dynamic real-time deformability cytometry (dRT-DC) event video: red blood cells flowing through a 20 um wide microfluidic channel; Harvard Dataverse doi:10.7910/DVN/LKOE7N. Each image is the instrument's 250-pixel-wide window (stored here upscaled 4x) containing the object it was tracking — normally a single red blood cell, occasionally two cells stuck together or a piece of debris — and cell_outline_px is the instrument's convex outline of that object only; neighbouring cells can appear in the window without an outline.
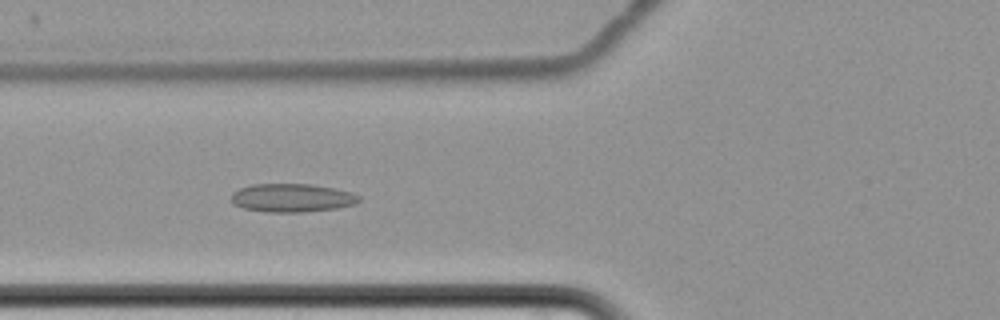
{"species": "common noctule bat (a hibernating species)", "species_latin": "Nyctalus noctula", "temperature_condition": "cold", "stored_images_in_passage": 10, "camera_frame_rate_fps": 3000, "um_per_image_px": 0.085, "animal": {"sex": "female", "body_mass_g": 22.7, "forearm_length_mm": 54.2}, "frame": {"image": 1, "passage_image": 9, "time_ms": 9.667, "image_size_px": [1000, 320], "cell_outline_px": [[360, 200], [356, 204], [336, 208], [304, 212], [268, 212], [244, 208], [232, 204], [232, 192], [240, 188], [252, 184], [312, 184], [352, 192], [360, 196]], "centroid_in_image_um": [24.82, 16.82], "position_along_channel_um": 101.0, "area_um2": 21.15}}
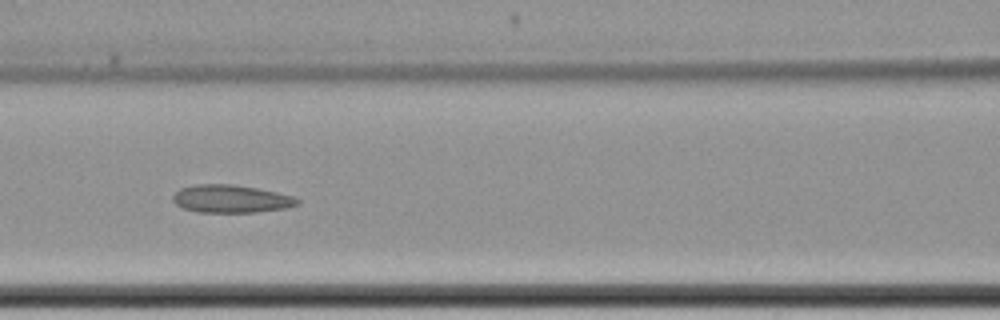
{"frame": {"image": 2, "passage_image": 10, "time_ms": 11.0, "image_size_px": [1000, 320], "cell_outline_px": [[300, 204], [288, 208], [256, 212], [196, 212], [184, 208], [176, 204], [172, 200], [172, 196], [180, 188], [196, 184], [236, 184], [276, 192], [292, 196], [300, 200]], "centroid_in_image_um": [19.64, 16.9], "position_along_channel_um": 147.0, "area_um2": 20.29}}